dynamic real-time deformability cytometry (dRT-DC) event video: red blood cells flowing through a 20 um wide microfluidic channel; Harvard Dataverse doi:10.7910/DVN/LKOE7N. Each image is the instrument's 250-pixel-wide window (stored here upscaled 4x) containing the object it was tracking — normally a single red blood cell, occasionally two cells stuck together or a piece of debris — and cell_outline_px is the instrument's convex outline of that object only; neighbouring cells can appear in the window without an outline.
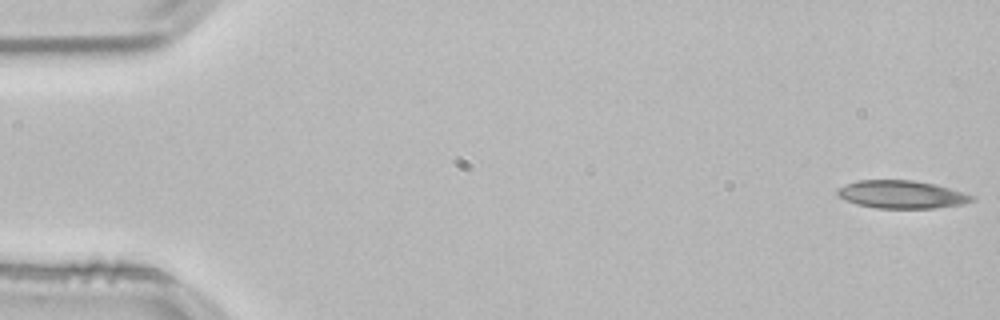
{"species": "common noctule bat (a hibernating species)", "species_latin": "Nyctalus noctula", "temperature_condition": "room temperature", "stored_images_in_passage": 53, "camera_frame_rate_fps": 3000, "um_per_image_px": 0.085, "animal": {"sex": "male", "body_mass_g": 21.5, "forearm_length_mm": 52.0}, "frame": {"image": 1, "passage_image": 1, "time_ms": 0.0, "image_size_px": [1000, 320], "cell_outline_px": [[976, 196], [972, 200], [964, 204], [936, 208], [876, 208], [856, 204], [844, 200], [836, 196], [836, 188], [844, 184], [856, 180], [912, 180], [936, 184], [964, 192]], "centroid_in_image_um": [76.6, 16.52], "position_along_channel_um": 8.4, "area_um2": 22.2}}
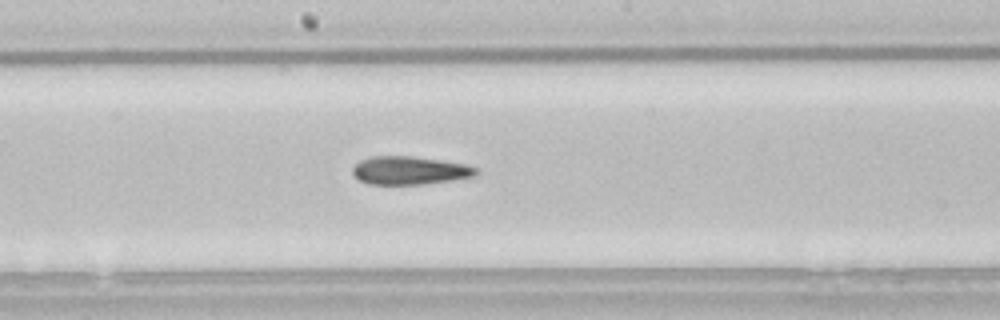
{"frame": {"image": 2, "passage_image": 28, "time_ms": 9.0, "image_size_px": [1000, 320], "cell_outline_px": [[480, 172], [476, 176], [456, 180], [424, 184], [368, 184], [360, 180], [352, 172], [352, 168], [360, 160], [372, 156], [412, 156], [464, 164], [476, 168]], "centroid_in_image_um": [34.84, 14.49], "position_along_channel_um": 213.4, "area_um2": 20.29}}
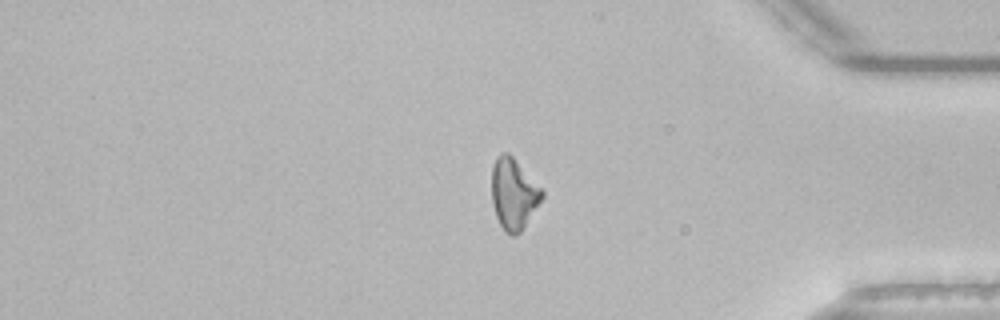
{"frame": {"image": 3, "passage_image": 44, "time_ms": 14.333, "image_size_px": [1000, 320], "cell_outline_px": [[544, 196], [524, 228], [520, 232], [512, 236], [504, 232], [496, 216], [492, 204], [492, 164], [496, 156], [500, 152], [508, 152], [512, 156], [544, 192]], "centroid_in_image_um": [43.63, 16.48], "position_along_channel_um": 391.6, "area_um2": 20.81}, "authors_computed_cell_mechanics": {"area_um2": 21.2126, "velocity_mm_per_s": 3.812, "shape_relaxation_time_tau1_ms": 8.2185, "shape_relaxation_time_tau2_ms": 6.8309, "deformation_change_tau1": 0.1759, "deformation_change_tau2": 0.1816}}